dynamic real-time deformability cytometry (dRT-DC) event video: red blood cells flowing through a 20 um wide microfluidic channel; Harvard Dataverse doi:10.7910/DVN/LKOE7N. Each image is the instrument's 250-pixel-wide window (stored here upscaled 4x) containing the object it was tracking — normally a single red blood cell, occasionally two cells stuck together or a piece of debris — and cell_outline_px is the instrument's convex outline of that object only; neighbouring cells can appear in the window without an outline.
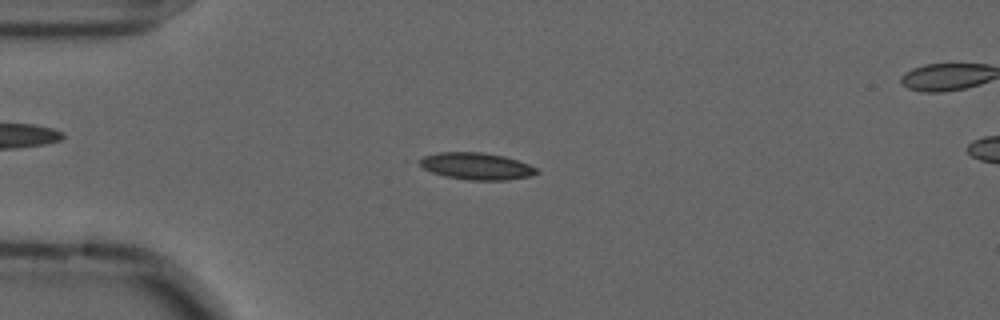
{"species": "common noctule bat (a hibernating species)", "species_latin": "Nyctalus noctula", "temperature_condition": "cold", "stored_images_in_passage": 56, "camera_frame_rate_fps": 3000, "um_per_image_px": 0.085, "animal": {"sex": "male", "forearm_length_mm": 52.5}, "frame": {"image": 1, "passage_image": 14, "time_ms": 4.333, "image_size_px": [1000, 320], "cell_outline_px": [[540, 172], [528, 176], [508, 180], [468, 180], [444, 176], [432, 172], [424, 168], [420, 164], [420, 160], [424, 156], [440, 152], [480, 152], [504, 156], [528, 164], [536, 168]], "centroid_in_image_um": [40.5, 14.13], "position_along_channel_um": 44.5, "area_um2": 18.15}}
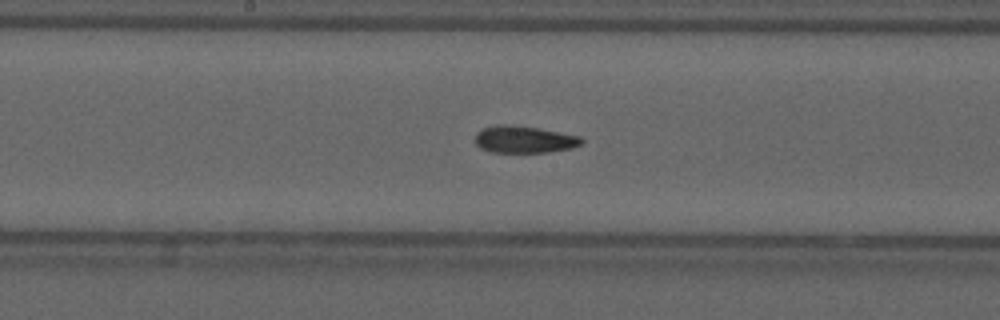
{"frame": {"image": 2, "passage_image": 29, "time_ms": 9.333, "image_size_px": [1000, 320], "cell_outline_px": [[584, 140], [580, 144], [572, 148], [548, 152], [488, 152], [480, 148], [476, 144], [476, 132], [484, 128], [496, 124], [508, 124], [540, 128], [580, 136]], "centroid_in_image_um": [44.54, 11.85], "position_along_channel_um": 203.7, "area_um2": 16.88}}
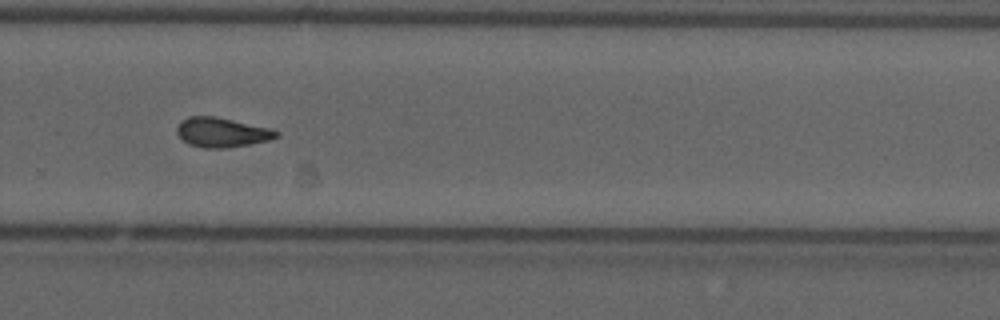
{"frame": {"image": 3, "passage_image": 38, "time_ms": 12.333, "image_size_px": [1000, 320], "cell_outline_px": [[280, 136], [268, 140], [248, 144], [224, 148], [204, 148], [188, 144], [176, 132], [176, 128], [188, 116], [216, 116], [268, 128], [280, 132]], "centroid_in_image_um": [18.85, 11.25], "position_along_channel_um": 310.9, "area_um2": 16.88}, "authors_computed_cell_mechanics": {"area_um2": 16.9065, "velocity_mm_per_s": 3.6069, "shape_relaxation_time_tau1_ms": 5.4481, "shape_relaxation_time_tau2_ms": 4.177, "deformation_change_tau1": 0.1377, "deformation_change_tau2": 0.1071}}